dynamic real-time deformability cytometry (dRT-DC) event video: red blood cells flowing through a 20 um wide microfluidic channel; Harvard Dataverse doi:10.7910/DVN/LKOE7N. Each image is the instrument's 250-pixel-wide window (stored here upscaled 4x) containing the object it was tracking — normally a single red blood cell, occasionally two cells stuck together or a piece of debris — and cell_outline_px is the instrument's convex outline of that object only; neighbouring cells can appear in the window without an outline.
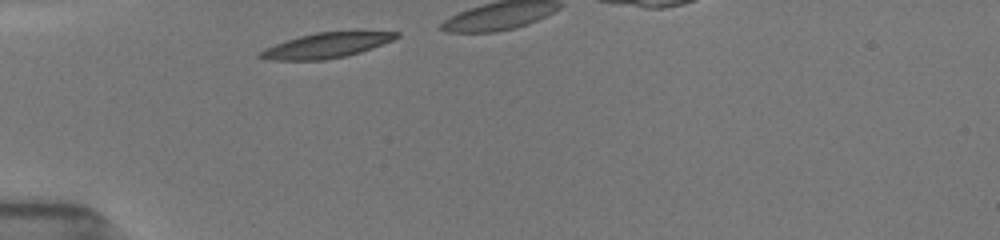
{"species": "common noctule bat (a hibernating species)", "species_latin": "Nyctalus noctula", "temperature_condition": "room temperature", "stored_images_in_passage": 11, "camera_frame_rate_fps": 3000, "um_per_image_px": 0.085, "animal": {"sex": "female", "body_mass_g": 19.5, "forearm_length_mm": 54.1}, "frame": {"image": 1, "passage_image": 1, "time_ms": 0.0, "image_size_px": [1000, 240], "cell_outline_px": [[400, 36], [392, 40], [372, 48], [348, 56], [324, 60], [264, 60], [256, 56], [260, 52], [276, 44], [300, 36], [316, 32], [400, 32]], "centroid_in_image_um": [27.72, 3.88], "position_along_channel_um": 57.3, "area_um2": 19.59}}
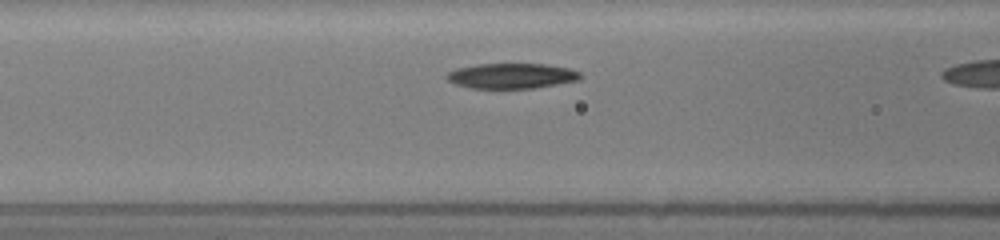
{"frame": {"image": 2, "passage_image": 7, "time_ms": 2.0, "image_size_px": [1000, 240], "cell_outline_px": [[580, 76], [576, 80], [556, 84], [532, 88], [472, 88], [456, 84], [448, 80], [444, 76], [448, 72], [456, 68], [476, 64], [544, 64], [568, 68], [580, 72]], "centroid_in_image_um": [43.42, 6.44], "position_along_channel_um": 123.2, "area_um2": 19.42}}
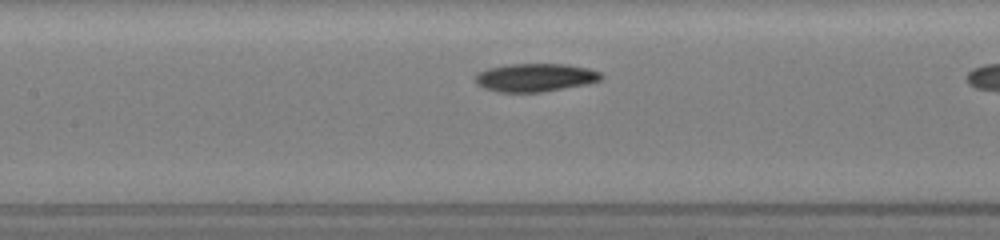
{"frame": {"image": 3, "passage_image": 10, "time_ms": 3.0, "image_size_px": [1000, 240], "cell_outline_px": [[604, 76], [600, 80], [588, 84], [544, 92], [500, 92], [484, 88], [476, 84], [476, 72], [488, 68], [508, 64], [564, 64], [588, 68], [600, 72]], "centroid_in_image_um": [45.5, 6.59], "position_along_channel_um": 161.9, "area_um2": 20.81}}